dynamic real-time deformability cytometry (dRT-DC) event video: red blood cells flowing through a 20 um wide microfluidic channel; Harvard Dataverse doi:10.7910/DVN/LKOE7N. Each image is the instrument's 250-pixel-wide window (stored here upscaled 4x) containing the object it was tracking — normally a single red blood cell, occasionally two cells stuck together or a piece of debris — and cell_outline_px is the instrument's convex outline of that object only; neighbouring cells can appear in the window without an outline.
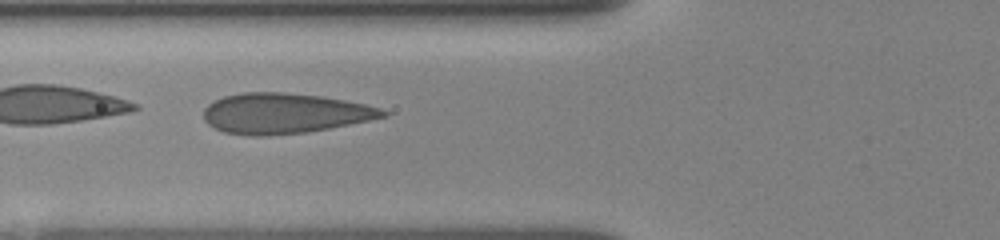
{"species": "human", "species_latin": "Homo sapiens", "temperature_condition": "room temperature", "stored_images_in_passage": 12, "camera_frame_rate_fps": 3000, "um_per_image_px": 0.085, "donor": {"sex": "female"}, "frame": {"image": 1, "passage_image": 3, "time_ms": 0.667, "image_size_px": [1000, 240], "cell_outline_px": [[388, 116], [328, 128], [304, 132], [264, 136], [248, 136], [224, 132], [208, 124], [204, 120], [204, 108], [208, 104], [224, 96], [244, 92], [284, 92], [320, 96], [344, 100], [364, 104], [380, 108], [388, 112]], "centroid_in_image_um": [24.14, 9.63], "position_along_channel_um": 101.7, "area_um2": 41.85}}
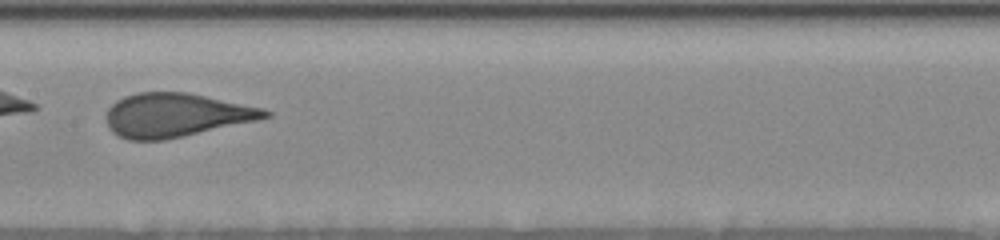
{"frame": {"image": 2, "passage_image": 10, "time_ms": 3.0, "image_size_px": [1000, 240], "cell_outline_px": [[272, 116], [256, 120], [184, 136], [164, 140], [128, 140], [116, 136], [108, 128], [108, 108], [116, 100], [124, 96], [136, 92], [188, 92], [264, 108], [272, 112]], "centroid_in_image_um": [14.93, 9.78], "position_along_channel_um": 192.5, "area_um2": 40.52}}